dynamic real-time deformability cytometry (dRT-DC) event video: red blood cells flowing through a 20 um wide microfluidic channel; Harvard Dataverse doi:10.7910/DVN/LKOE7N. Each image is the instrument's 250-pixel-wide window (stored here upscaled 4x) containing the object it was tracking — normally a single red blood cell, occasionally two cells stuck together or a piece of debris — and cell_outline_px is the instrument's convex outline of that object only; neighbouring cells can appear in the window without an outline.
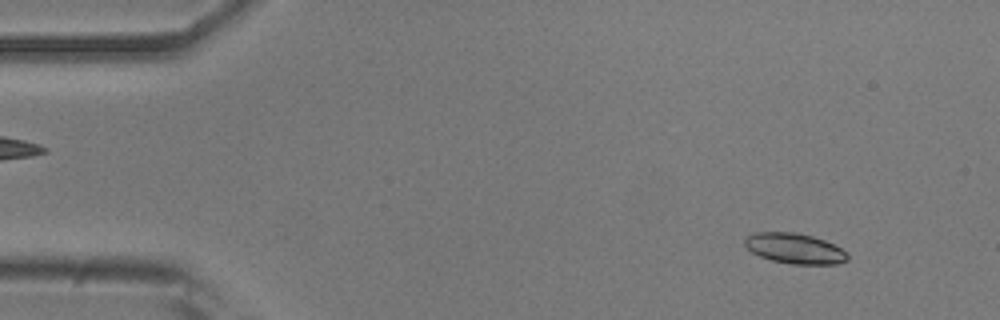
{"species": "common noctule bat (a hibernating species)", "species_latin": "Nyctalus noctula", "temperature_condition": "room temperature", "stored_images_in_passage": 53, "camera_frame_rate_fps": 3000, "um_per_image_px": 0.085, "animal": {"sex": "male", "body_mass_g": 20.5, "forearm_length_mm": 52.5}, "frame": {"image": 1, "passage_image": 5, "time_ms": 1.333, "image_size_px": [1000, 320], "cell_outline_px": [[848, 260], [836, 264], [792, 264], [772, 260], [760, 256], [752, 252], [744, 244], [744, 240], [748, 236], [756, 232], [796, 232], [812, 236], [824, 240], [840, 248], [848, 256]], "centroid_in_image_um": [67.53, 21.11], "position_along_channel_um": 17.5, "area_um2": 17.98}}
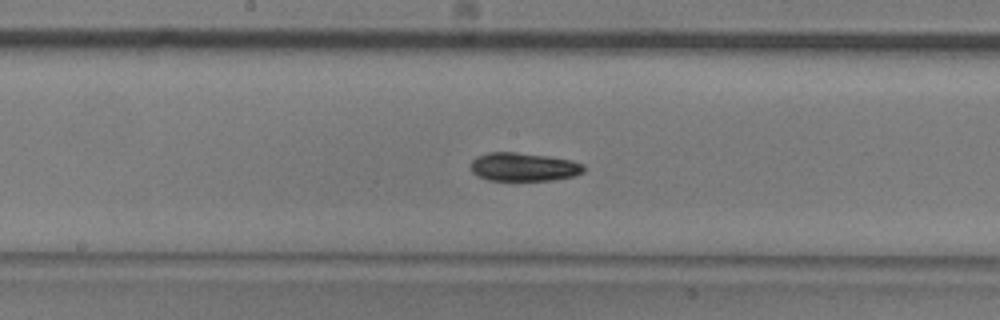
{"frame": {"image": 2, "passage_image": 27, "time_ms": 8.667, "image_size_px": [1000, 320], "cell_outline_px": [[584, 172], [576, 176], [552, 180], [488, 180], [476, 176], [472, 172], [472, 160], [476, 156], [488, 152], [516, 152], [548, 156], [572, 160], [584, 164]], "centroid_in_image_um": [44.52, 14.19], "position_along_channel_um": 203.7, "area_um2": 18.9}}
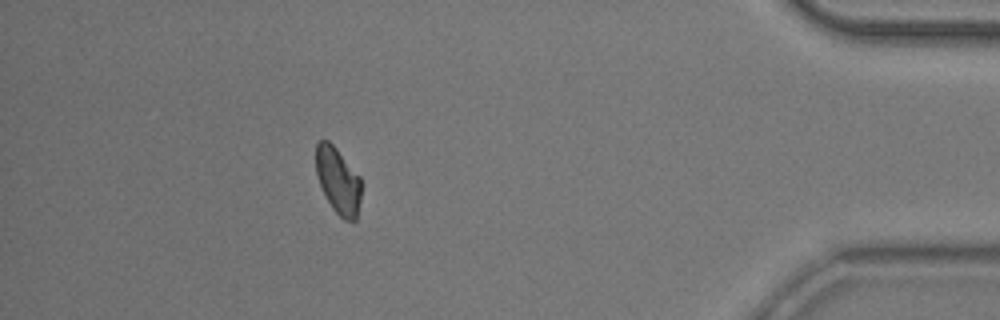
{"frame": {"image": 3, "passage_image": 47, "time_ms": 15.333, "image_size_px": [1000, 320], "cell_outline_px": [[364, 184], [356, 220], [344, 220], [332, 208], [320, 184], [316, 172], [316, 144], [320, 140], [328, 140], [336, 148], [360, 176]], "centroid_in_image_um": [28.78, 15.36], "position_along_channel_um": 406.4, "area_um2": 17.63}, "authors_computed_cell_mechanics": {"area_um2": 18.4382, "velocity_mm_per_s": 3.8029, "shape_relaxation_time_tau1_ms": 2.2002, "shape_relaxation_time_tau2_ms": null, "deformation_change_tau1": 0.1058, "deformation_change_tau2": null}}